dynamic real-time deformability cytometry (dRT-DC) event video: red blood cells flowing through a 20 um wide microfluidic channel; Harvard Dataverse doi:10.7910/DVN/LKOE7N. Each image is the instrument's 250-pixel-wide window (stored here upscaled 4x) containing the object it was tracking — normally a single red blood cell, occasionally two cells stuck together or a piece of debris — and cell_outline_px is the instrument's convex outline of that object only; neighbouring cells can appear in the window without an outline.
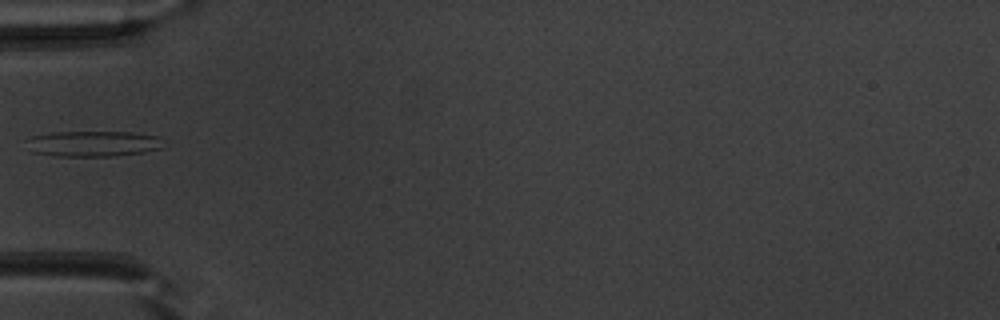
{"species": "common noctule bat (a hibernating species)", "species_latin": "Nyctalus noctula", "temperature_condition": "warm", "stored_images_in_passage": 34, "camera_frame_rate_fps": 3000, "um_per_image_px": 0.085, "animal": {"sex": "male", "body_mass_g": 20.1, "forearm_length_mm": 53.5}, "frame": {"image": 1, "passage_image": 1, "time_ms": 0.0, "image_size_px": [1000, 320], "cell_outline_px": [[164, 148], [144, 152], [112, 156], [56, 156], [32, 152], [24, 140], [32, 136], [52, 132], [132, 132], [156, 136]], "centroid_in_image_um": [7.86, 12.21], "position_along_channel_um": 77.1, "area_um2": 20.46}}
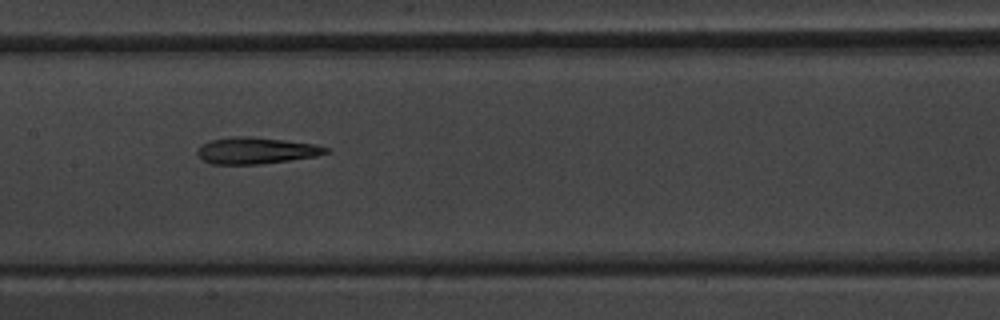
{"frame": {"image": 2, "passage_image": 9, "time_ms": 2.667, "image_size_px": [1000, 320], "cell_outline_px": [[332, 152], [316, 156], [260, 164], [212, 164], [204, 160], [196, 152], [200, 144], [212, 140], [232, 136], [248, 136], [284, 140], [316, 144], [328, 148]], "centroid_in_image_um": [21.78, 12.79], "position_along_channel_um": 185.6, "area_um2": 19.83}}
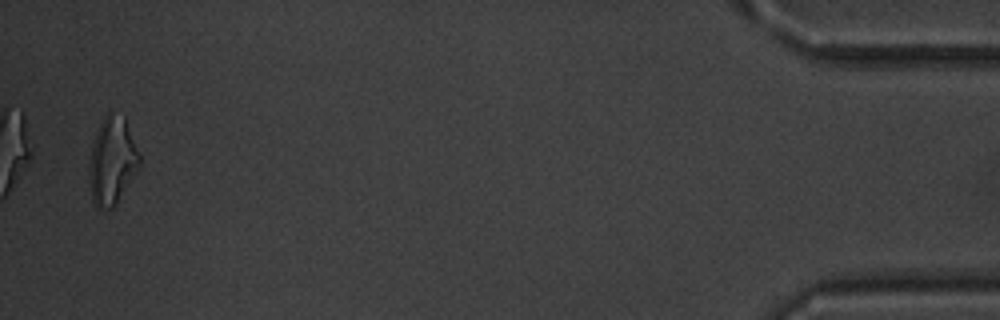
{"frame": {"image": 3, "passage_image": 33, "time_ms": 10.667, "image_size_px": [1000, 320], "cell_outline_px": [[140, 164], [116, 204], [112, 208], [100, 208], [92, 200], [88, 168], [92, 144], [96, 132], [104, 116], [108, 112], [112, 112], [124, 116], [140, 156]], "centroid_in_image_um": [9.52, 13.65], "position_along_channel_um": 425.7, "area_um2": 25.2}}